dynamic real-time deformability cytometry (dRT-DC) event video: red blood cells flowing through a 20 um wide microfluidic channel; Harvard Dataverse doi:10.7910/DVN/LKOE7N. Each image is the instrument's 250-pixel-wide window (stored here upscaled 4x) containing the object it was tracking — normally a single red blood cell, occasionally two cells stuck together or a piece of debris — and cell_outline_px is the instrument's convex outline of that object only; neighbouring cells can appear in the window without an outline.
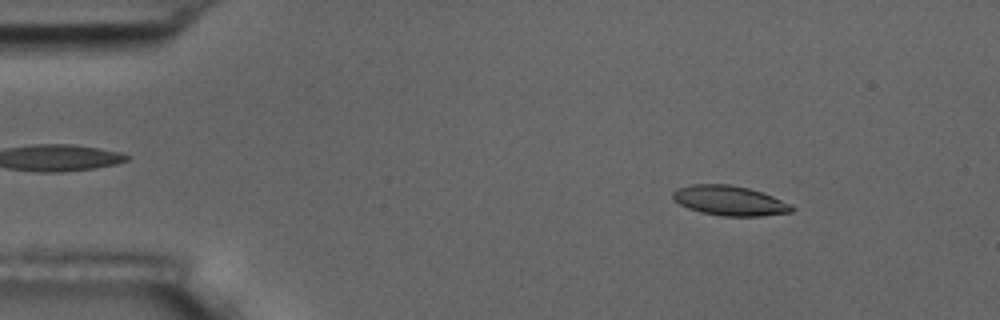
{"species": "common noctule bat (a hibernating species)", "species_latin": "Nyctalus noctula", "temperature_condition": "room temperature", "stored_images_in_passage": 4, "camera_frame_rate_fps": 3000, "um_per_image_px": 0.085, "animal": {"sex": "male", "body_mass_g": 17.5, "forearm_length_mm": 52.3}, "frame": {"image": 1, "passage_image": 2, "time_ms": 1.0, "image_size_px": [1000, 320], "cell_outline_px": [[796, 208], [792, 212], [760, 216], [720, 216], [700, 212], [688, 208], [680, 204], [672, 196], [672, 192], [676, 188], [692, 184], [728, 184], [748, 188], [772, 196], [792, 204]], "centroid_in_image_um": [62.02, 17.06], "position_along_channel_um": 23.0, "area_um2": 20.69}}